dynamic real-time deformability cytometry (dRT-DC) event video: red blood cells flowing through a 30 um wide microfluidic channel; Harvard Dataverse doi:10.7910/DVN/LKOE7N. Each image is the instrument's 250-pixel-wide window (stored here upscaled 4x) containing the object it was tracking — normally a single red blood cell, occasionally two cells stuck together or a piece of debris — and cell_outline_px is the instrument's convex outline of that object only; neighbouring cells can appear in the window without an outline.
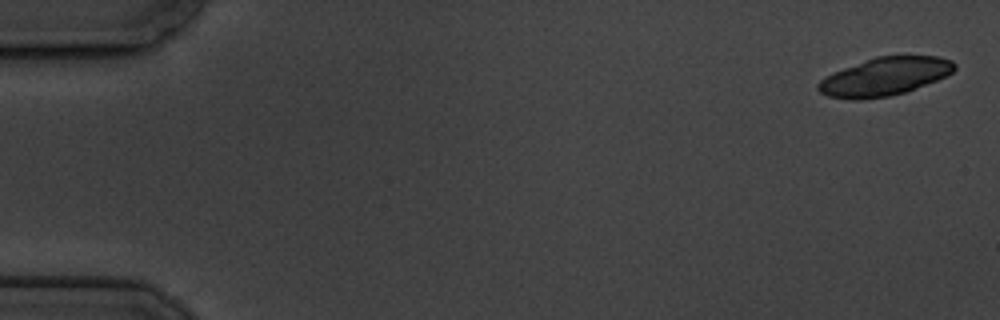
{"species": "common noctule bat (a hibernating species)", "species_latin": "Nyctalus noctula", "temperature_condition": "cold", "stored_images_in_passage": 7, "camera_frame_rate_fps": 3000, "um_per_image_px": 0.085, "animal": {"sex": "male", "body_mass_g": 19.5, "forearm_length_mm": 54.6}, "frame": {"image": 1, "passage_image": 1, "time_ms": 0.0, "image_size_px": [1000, 320], "cell_outline_px": [[956, 68], [952, 72], [936, 80], [916, 88], [904, 92], [888, 96], [860, 100], [852, 100], [828, 96], [820, 92], [816, 88], [816, 84], [824, 76], [832, 72], [876, 56], [936, 56], [952, 60], [956, 64]], "centroid_in_image_um": [75.15, 6.51], "position_along_channel_um": 9.8, "area_um2": 30.23}}